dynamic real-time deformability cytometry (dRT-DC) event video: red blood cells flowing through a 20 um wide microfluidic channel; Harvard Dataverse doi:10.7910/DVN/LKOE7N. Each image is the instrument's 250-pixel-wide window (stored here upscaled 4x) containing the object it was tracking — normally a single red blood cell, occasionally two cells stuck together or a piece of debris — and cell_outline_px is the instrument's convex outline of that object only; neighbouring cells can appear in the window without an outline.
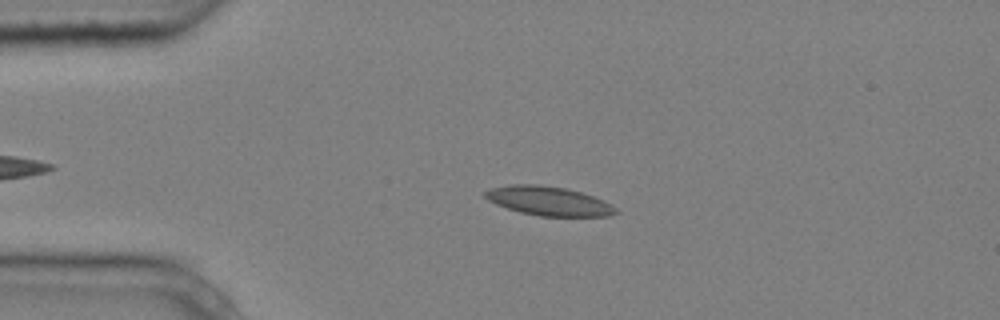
{"species": "common noctule bat (a hibernating species)", "species_latin": "Nyctalus noctula", "temperature_condition": "cold", "stored_images_in_passage": 3, "camera_frame_rate_fps": 3000, "um_per_image_px": 0.085, "animal": {"sex": "male", "body_mass_g": 20.4}, "frame": {"image": 1, "passage_image": 2, "time_ms": 0.333, "image_size_px": [1000, 320], "cell_outline_px": [[620, 212], [608, 216], [540, 216], [520, 212], [496, 204], [488, 200], [484, 196], [484, 192], [492, 188], [508, 184], [540, 184], [568, 188], [604, 200], [612, 204]], "centroid_in_image_um": [46.65, 17.08], "position_along_channel_um": 38.3, "area_um2": 22.25}}